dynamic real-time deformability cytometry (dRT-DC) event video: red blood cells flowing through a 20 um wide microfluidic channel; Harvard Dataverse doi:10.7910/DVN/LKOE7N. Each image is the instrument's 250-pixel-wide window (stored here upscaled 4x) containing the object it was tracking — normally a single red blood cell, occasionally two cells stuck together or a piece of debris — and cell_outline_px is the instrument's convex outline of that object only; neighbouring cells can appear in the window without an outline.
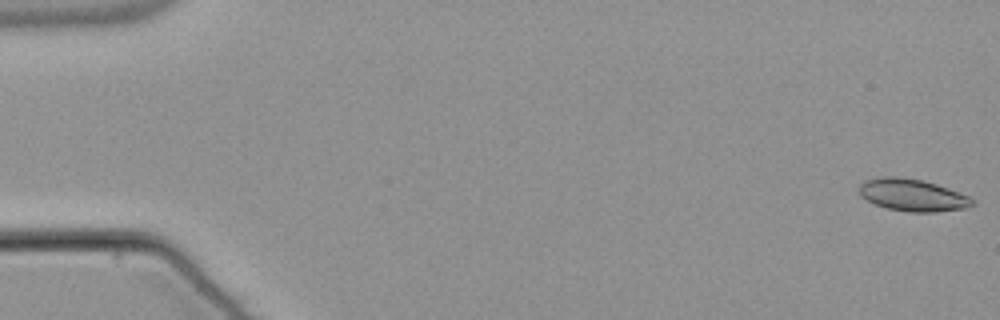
{"species": "common noctule bat (a hibernating species)", "species_latin": "Nyctalus noctula", "temperature_condition": "warm", "stored_images_in_passage": 55, "camera_frame_rate_fps": 3000, "um_per_image_px": 0.085, "animal": {"sex": "male", "body_mass_g": 21.5, "forearm_length_mm": 52.0}, "frame": {"image": 1, "passage_image": 1, "time_ms": 0.0, "image_size_px": [1000, 320], "cell_outline_px": [[972, 204], [964, 208], [936, 212], [908, 212], [888, 208], [876, 204], [860, 196], [860, 184], [864, 180], [884, 176], [892, 176], [924, 180], [948, 188], [968, 196], [972, 200]], "centroid_in_image_um": [77.53, 16.57], "position_along_channel_um": 7.5, "area_um2": 20.92}}
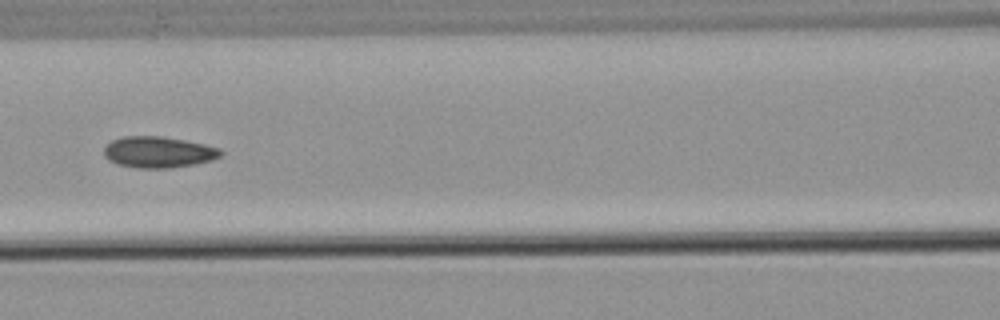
{"frame": {"image": 2, "passage_image": 25, "time_ms": 8.0, "image_size_px": [1000, 320], "cell_outline_px": [[224, 152], [220, 156], [212, 160], [192, 164], [168, 168], [140, 168], [116, 164], [108, 160], [104, 156], [104, 148], [112, 140], [124, 136], [160, 136], [184, 140], [204, 144], [220, 148]], "centroid_in_image_um": [13.45, 12.93], "position_along_channel_um": 153.1, "area_um2": 21.15}}
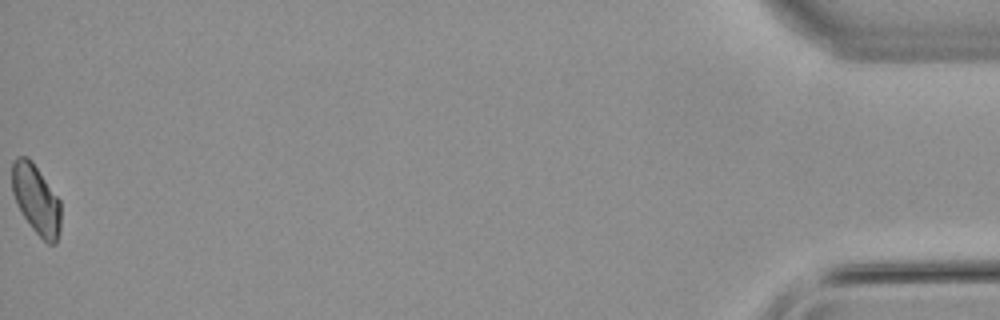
{"frame": {"image": 3, "passage_image": 55, "time_ms": 18.0, "image_size_px": [1000, 320], "cell_outline_px": [[60, 228], [56, 244], [48, 244], [32, 228], [24, 216], [12, 192], [12, 160], [16, 156], [28, 156], [32, 160], [60, 200]], "centroid_in_image_um": [3.07, 16.91], "position_along_channel_um": 432.1, "area_um2": 19.65}, "authors_computed_cell_mechanics": {"area_um2": 20.519, "velocity_mm_per_s": 3.8075, "shape_relaxation_time_tau1_ms": null, "shape_relaxation_time_tau2_ms": 3.1204, "deformation_change_tau1": null, "deformation_change_tau2": 0.075}}